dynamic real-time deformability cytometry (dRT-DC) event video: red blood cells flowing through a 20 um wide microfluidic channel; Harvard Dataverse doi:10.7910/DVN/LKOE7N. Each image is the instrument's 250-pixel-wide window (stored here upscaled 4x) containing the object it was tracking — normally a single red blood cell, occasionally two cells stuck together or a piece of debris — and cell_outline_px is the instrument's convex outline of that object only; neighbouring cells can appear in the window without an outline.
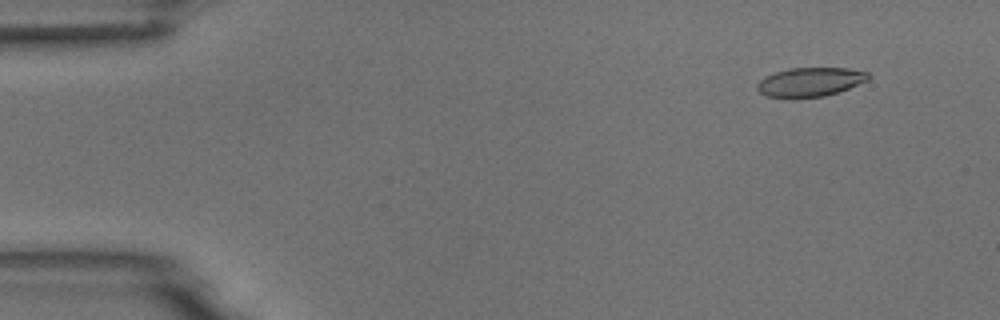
{"species": "common noctule bat (a hibernating species)", "species_latin": "Nyctalus noctula", "temperature_condition": "room temperature", "stored_images_in_passage": 15, "camera_frame_rate_fps": 3000, "um_per_image_px": 0.085, "animal": {"sex": "male", "body_mass_g": 18.8}, "frame": {"image": 1, "passage_image": 5, "time_ms": 1.333, "image_size_px": [1000, 320], "cell_outline_px": [[872, 76], [868, 80], [848, 88], [824, 96], [768, 96], [760, 92], [756, 88], [756, 84], [764, 76], [788, 68], [848, 68], [868, 72]], "centroid_in_image_um": [68.88, 6.93], "position_along_channel_um": 16.1, "area_um2": 18.38}}